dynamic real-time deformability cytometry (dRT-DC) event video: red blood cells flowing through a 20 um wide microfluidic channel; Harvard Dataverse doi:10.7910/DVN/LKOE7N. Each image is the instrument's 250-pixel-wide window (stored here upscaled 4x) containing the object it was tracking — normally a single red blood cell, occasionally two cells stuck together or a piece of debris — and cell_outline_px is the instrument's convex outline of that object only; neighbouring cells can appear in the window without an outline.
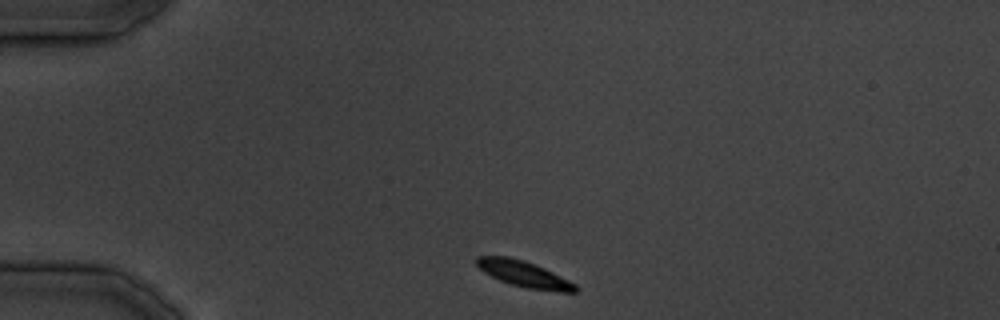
{"species": "common noctule bat (a hibernating species)", "species_latin": "Nyctalus noctula", "temperature_condition": "cold", "stored_images_in_passage": 29, "camera_frame_rate_fps": 3000, "um_per_image_px": 0.085, "animal": {"sex": "male", "body_mass_g": 19.5, "forearm_length_mm": 54.6}, "frame": {"image": 1, "passage_image": 1, "time_ms": 0.0, "image_size_px": [1000, 320], "cell_outline_px": [[580, 288], [576, 292], [560, 292], [528, 288], [512, 284], [500, 280], [484, 272], [476, 264], [476, 256], [508, 256], [524, 260], [536, 264], [576, 284]], "centroid_in_image_um": [44.57, 23.29], "position_along_channel_um": 40.4, "area_um2": 14.91}}
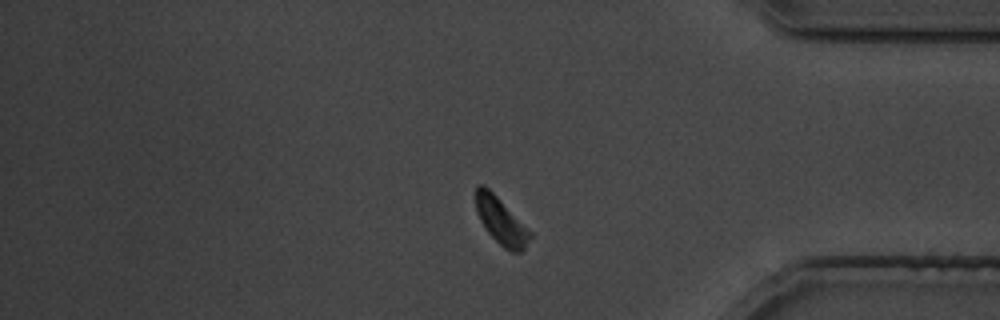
{"frame": {"image": 2, "passage_image": 24, "time_ms": 28.333, "image_size_px": [1000, 320], "cell_outline_px": [[532, 236], [524, 248], [520, 252], [512, 252], [504, 248], [488, 232], [480, 220], [476, 212], [476, 184], [484, 184], [532, 232]], "centroid_in_image_um": [42.58, 18.78], "position_along_channel_um": 392.6, "area_um2": 14.51}}
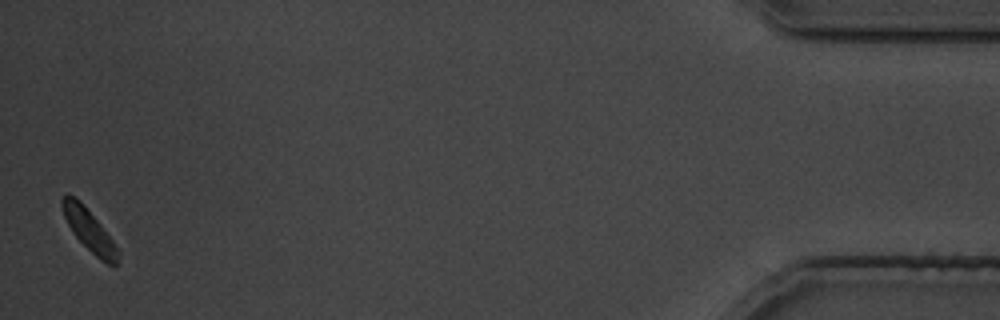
{"frame": {"image": 3, "passage_image": 29, "time_ms": 35.0, "image_size_px": [1000, 320], "cell_outline_px": [[120, 252], [116, 264], [108, 264], [100, 260], [76, 236], [68, 224], [64, 216], [60, 204], [60, 200], [68, 192], [80, 200], [100, 224], [112, 240]], "centroid_in_image_um": [7.55, 19.52], "position_along_channel_um": 427.6, "area_um2": 13.29}}